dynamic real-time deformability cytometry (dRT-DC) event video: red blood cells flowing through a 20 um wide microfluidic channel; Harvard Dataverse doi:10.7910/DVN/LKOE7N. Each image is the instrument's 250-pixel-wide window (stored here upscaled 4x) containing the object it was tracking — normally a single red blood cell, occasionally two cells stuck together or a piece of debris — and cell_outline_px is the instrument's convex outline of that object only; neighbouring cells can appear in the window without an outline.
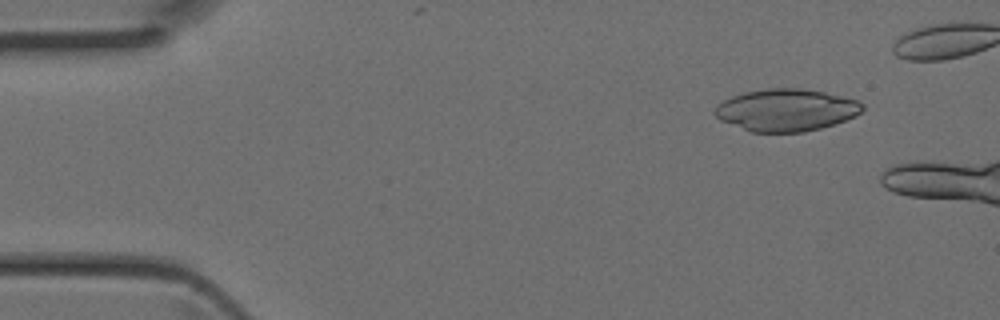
{"species": "Egyptian fruit bat (a non-hibernating species)", "species_latin": "Rousettus aegyptiacus", "temperature_condition": "room temperature", "stored_images_in_passage": 6, "camera_frame_rate_fps": 3000, "um_per_image_px": 0.085, "animal": {"sex": "female"}, "frame": {"image": 1, "passage_image": 2, "time_ms": 0.333, "image_size_px": [1000, 320], "cell_outline_px": [[864, 108], [856, 116], [820, 128], [804, 132], [752, 132], [720, 120], [712, 112], [716, 104], [732, 96], [744, 92], [768, 88], [800, 88], [824, 92], [860, 100], [864, 104]], "centroid_in_image_um": [66.82, 9.34], "position_along_channel_um": 18.2, "area_um2": 36.36}}